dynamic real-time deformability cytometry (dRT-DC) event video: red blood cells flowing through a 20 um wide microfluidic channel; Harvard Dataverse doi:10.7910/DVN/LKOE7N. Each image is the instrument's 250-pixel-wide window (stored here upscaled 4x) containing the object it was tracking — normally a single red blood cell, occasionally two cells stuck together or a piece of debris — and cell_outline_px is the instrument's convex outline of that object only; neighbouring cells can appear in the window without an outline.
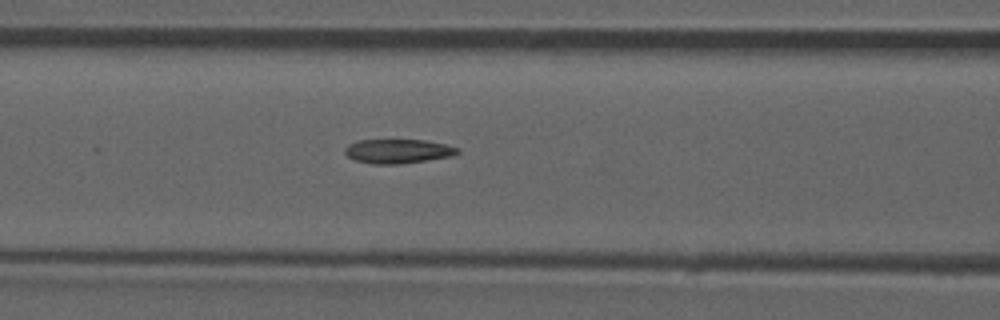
{"species": "common noctule bat (a hibernating species)", "species_latin": "Nyctalus noctula", "temperature_condition": "room temperature", "stored_images_in_passage": 51, "camera_frame_rate_fps": 3000, "um_per_image_px": 0.085, "animal": {"sex": "male", "forearm_length_mm": 52.5}, "frame": {"image": 1, "passage_image": 22, "time_ms": 7.0, "image_size_px": [1000, 320], "cell_outline_px": [[460, 152], [456, 156], [400, 164], [372, 164], [352, 160], [344, 152], [344, 148], [348, 144], [360, 140], [424, 140], [444, 144], [460, 148]], "centroid_in_image_um": [33.84, 12.86], "position_along_channel_um": 132.8, "area_um2": 16.13}}